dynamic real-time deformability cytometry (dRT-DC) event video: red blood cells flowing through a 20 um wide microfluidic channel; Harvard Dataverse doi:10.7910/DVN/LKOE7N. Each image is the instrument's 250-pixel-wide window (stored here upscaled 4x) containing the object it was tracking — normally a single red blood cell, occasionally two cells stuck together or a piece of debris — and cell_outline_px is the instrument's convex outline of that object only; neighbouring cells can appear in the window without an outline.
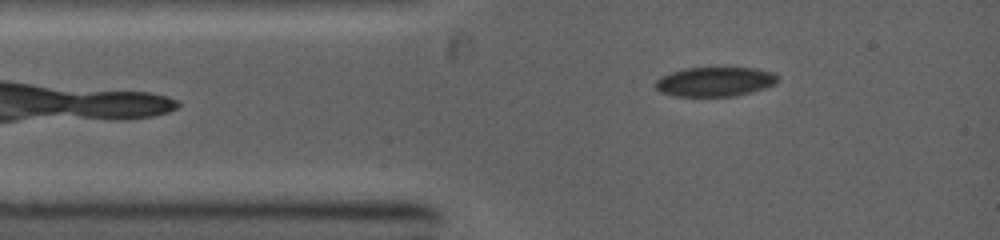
{"species": "common noctule bat (a hibernating species)", "species_latin": "Nyctalus noctula", "temperature_condition": "warm", "stored_images_in_passage": 12, "camera_frame_rate_fps": 5000, "um_per_image_px": 0.085, "animal": {"sex": "female", "body_mass_g": 19.0, "forearm_length_mm": 53.3}, "frame": {"image": 1, "passage_image": 3, "time_ms": 1.0, "image_size_px": [1000, 240], "cell_outline_px": [[780, 80], [776, 84], [752, 92], [736, 96], [672, 96], [660, 92], [652, 84], [660, 76], [684, 68], [756, 68], [772, 72], [780, 76]], "centroid_in_image_um": [60.77, 6.95], "position_along_channel_um": 24.2, "area_um2": 21.27}}
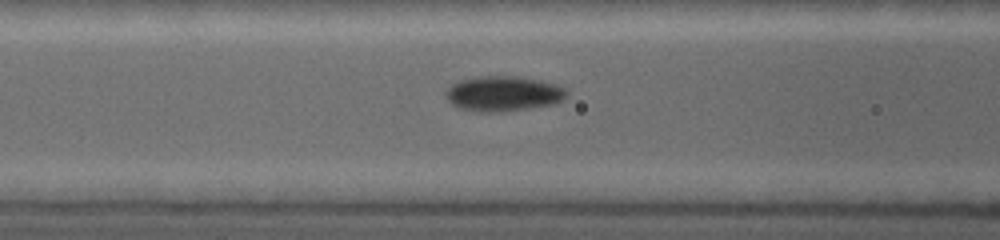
{"frame": {"image": 2, "passage_image": 9, "time_ms": 3.6, "image_size_px": [1000, 240], "cell_outline_px": [[568, 92], [564, 100], [552, 104], [528, 108], [496, 112], [480, 112], [456, 108], [444, 96], [448, 88], [452, 84], [460, 80], [476, 76], [520, 76], [540, 80], [556, 84], [564, 88]], "centroid_in_image_um": [42.76, 7.95], "position_along_channel_um": 123.8, "area_um2": 24.91}}
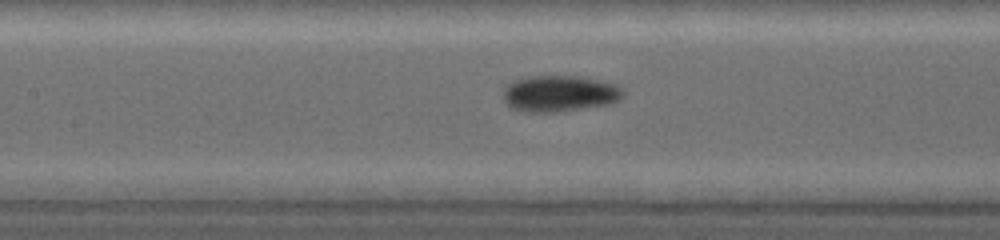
{"frame": {"image": 3, "passage_image": 11, "time_ms": 4.4, "image_size_px": [1000, 240], "cell_outline_px": [[624, 96], [620, 100], [608, 104], [552, 112], [528, 112], [512, 108], [504, 100], [504, 84], [512, 80], [528, 76], [580, 76], [616, 84], [624, 92]], "centroid_in_image_um": [47.53, 7.93], "position_along_channel_um": 159.9, "area_um2": 25.32}}